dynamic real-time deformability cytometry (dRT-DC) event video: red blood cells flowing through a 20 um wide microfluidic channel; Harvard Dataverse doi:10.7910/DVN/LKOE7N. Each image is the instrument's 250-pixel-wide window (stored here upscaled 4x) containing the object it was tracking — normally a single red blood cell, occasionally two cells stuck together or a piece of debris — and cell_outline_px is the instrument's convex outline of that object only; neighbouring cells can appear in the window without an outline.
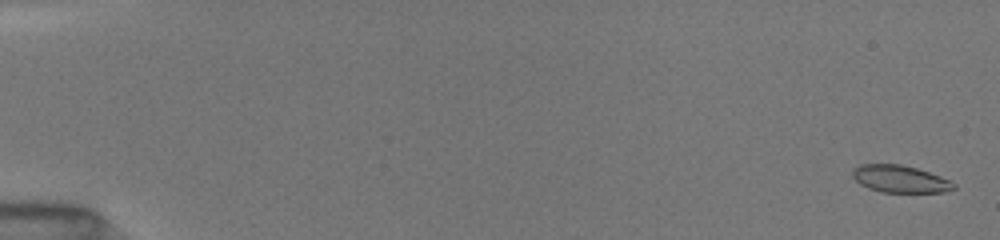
{"species": "common noctule bat (a hibernating species)", "species_latin": "Nyctalus noctula", "temperature_condition": "room temperature", "stored_images_in_passage": 53, "camera_frame_rate_fps": 3000, "um_per_image_px": 0.085, "animal": {"sex": "female", "body_mass_g": 19.5, "forearm_length_mm": 54.1}, "frame": {"image": 1, "passage_image": 2, "time_ms": 0.333, "image_size_px": [1000, 240], "cell_outline_px": [[956, 188], [944, 192], [880, 192], [868, 188], [860, 184], [852, 176], [852, 168], [860, 164], [900, 164], [916, 168], [940, 176], [956, 184]], "centroid_in_image_um": [76.47, 15.21], "position_along_channel_um": 8.5, "area_um2": 16.07}}
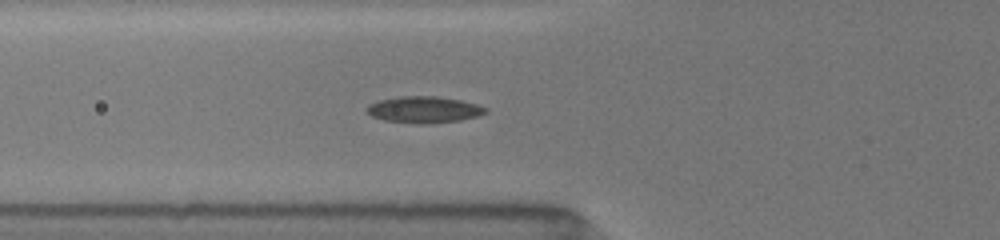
{"frame": {"image": 2, "passage_image": 21, "time_ms": 6.667, "image_size_px": [1000, 240], "cell_outline_px": [[488, 112], [476, 116], [460, 120], [428, 124], [416, 124], [384, 120], [372, 116], [364, 112], [364, 108], [368, 104], [380, 100], [400, 96], [436, 96], [460, 100], [476, 104], [488, 108]], "centroid_in_image_um": [35.99, 9.32], "position_along_channel_um": 89.8, "area_um2": 18.5}}
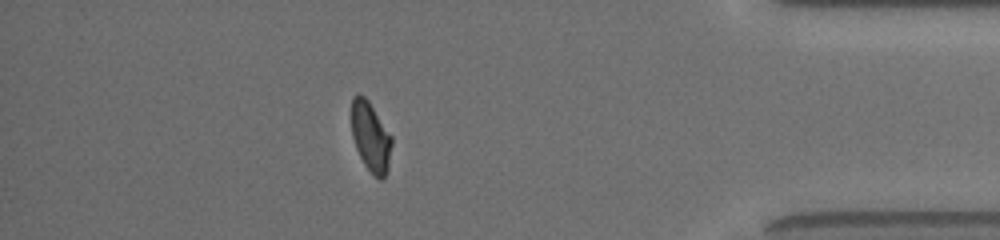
{"frame": {"image": 3, "passage_image": 47, "time_ms": 15.333, "image_size_px": [1000, 240], "cell_outline_px": [[392, 144], [388, 168], [384, 176], [380, 180], [372, 176], [364, 164], [356, 148], [352, 136], [352, 96], [364, 96], [368, 100], [392, 136]], "centroid_in_image_um": [31.52, 11.67], "position_along_channel_um": 403.7, "area_um2": 16.24}, "authors_computed_cell_mechanics": {"area_um2": 17.1666, "velocity_mm_per_s": 4.0194, "shape_relaxation_time_tau1_ms": 6.8486, "shape_relaxation_time_tau2_ms": 3.4736, "deformation_change_tau1": 0.1534, "deformation_change_tau2": 0.0807}}